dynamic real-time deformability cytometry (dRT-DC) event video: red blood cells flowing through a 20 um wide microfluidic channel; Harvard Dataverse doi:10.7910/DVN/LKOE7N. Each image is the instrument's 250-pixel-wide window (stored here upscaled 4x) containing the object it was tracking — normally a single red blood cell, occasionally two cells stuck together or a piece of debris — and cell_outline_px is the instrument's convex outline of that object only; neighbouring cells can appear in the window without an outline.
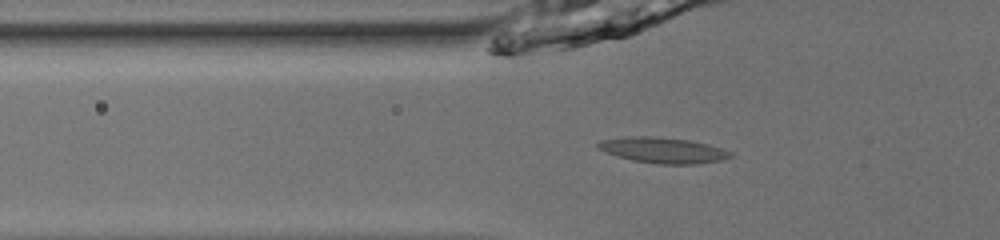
{"species": "common noctule bat (a hibernating species)", "species_latin": "Nyctalus noctula", "temperature_condition": "room temperature", "stored_images_in_passage": 40, "camera_frame_rate_fps": 3000, "um_per_image_px": 0.085, "animal": {"sex": "male", "body_mass_g": 13.0, "forearm_length_mm": 53.1}, "frame": {"image": 1, "passage_image": 8, "time_ms": 2.333, "image_size_px": [1000, 240], "cell_outline_px": [[732, 156], [720, 160], [696, 164], [660, 164], [632, 160], [616, 156], [604, 152], [596, 144], [600, 140], [624, 136], [656, 136], [688, 140], [708, 144], [732, 152]], "centroid_in_image_um": [56.31, 12.76], "position_along_channel_um": 69.5, "area_um2": 19.83}}
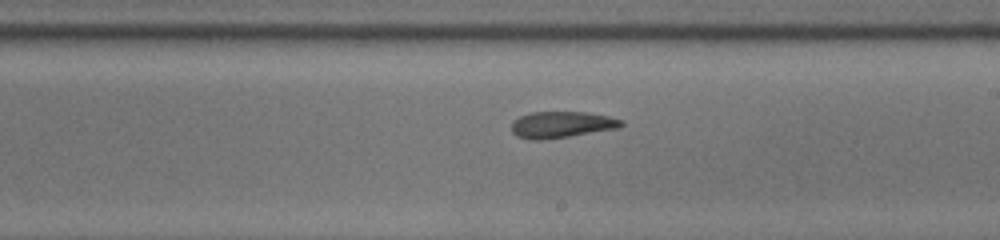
{"frame": {"image": 2, "passage_image": 21, "time_ms": 6.667, "image_size_px": [1000, 240], "cell_outline_px": [[624, 124], [620, 128], [568, 136], [540, 140], [528, 140], [516, 136], [512, 132], [512, 120], [520, 116], [532, 112], [584, 112], [608, 116], [624, 120]], "centroid_in_image_um": [47.72, 10.59], "position_along_channel_um": 241.3, "area_um2": 16.94}}
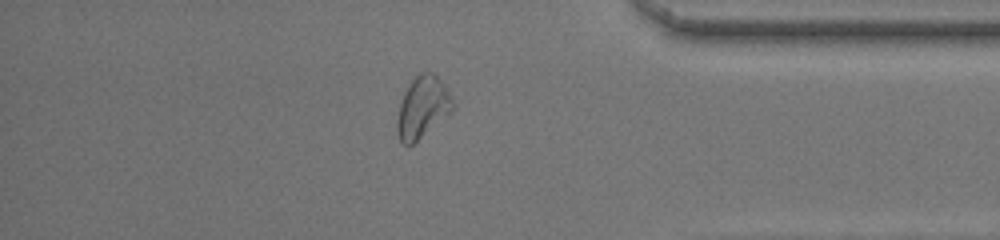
{"frame": {"image": 3, "passage_image": 34, "time_ms": 11.0, "image_size_px": [1000, 240], "cell_outline_px": [[456, 104], [448, 112], [408, 148], [400, 144], [396, 128], [396, 120], [400, 104], [404, 92], [408, 84], [420, 72], [432, 72], [440, 80]], "centroid_in_image_um": [35.85, 9.13], "position_along_channel_um": 399.4, "area_um2": 19.54}, "authors_computed_cell_mechanics": {"area_um2": 17.5712, "velocity_mm_per_s": 3.9859, "shape_relaxation_time_tau1_ms": 5.3991, "shape_relaxation_time_tau2_ms": 4.4194, "deformation_change_tau1": 0.147, "deformation_change_tau2": 0.0993}}